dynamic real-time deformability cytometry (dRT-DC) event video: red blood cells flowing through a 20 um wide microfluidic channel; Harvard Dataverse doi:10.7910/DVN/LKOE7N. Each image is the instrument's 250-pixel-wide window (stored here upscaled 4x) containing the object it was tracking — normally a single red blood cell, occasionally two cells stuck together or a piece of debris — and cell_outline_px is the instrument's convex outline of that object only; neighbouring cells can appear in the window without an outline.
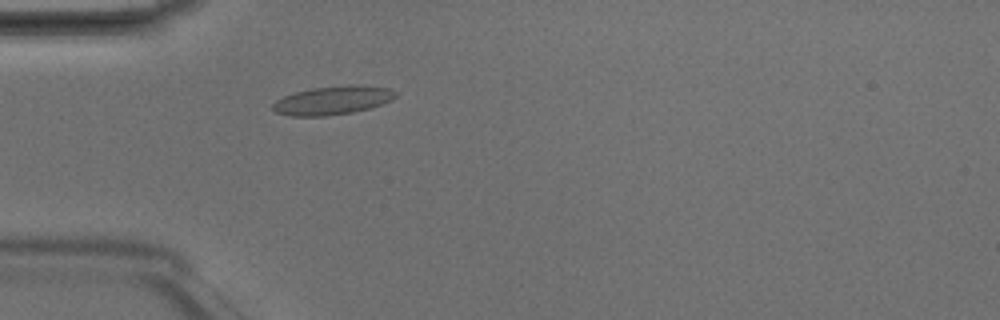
{"species": "Egyptian fruit bat (a non-hibernating species)", "species_latin": "Rousettus aegyptiacus", "temperature_condition": "room temperature", "stored_images_in_passage": 45, "camera_frame_rate_fps": 3000, "um_per_image_px": 0.085, "animal": {"sex": "male"}, "frame": {"image": 1, "passage_image": 11, "time_ms": 3.333, "image_size_px": [1000, 320], "cell_outline_px": [[396, 96], [392, 100], [368, 108], [352, 112], [324, 116], [288, 116], [276, 112], [272, 108], [272, 104], [276, 100], [284, 96], [296, 92], [312, 88], [356, 84], [388, 88], [396, 92]], "centroid_in_image_um": [28.25, 8.53], "position_along_channel_um": 56.7, "area_um2": 20.29}}
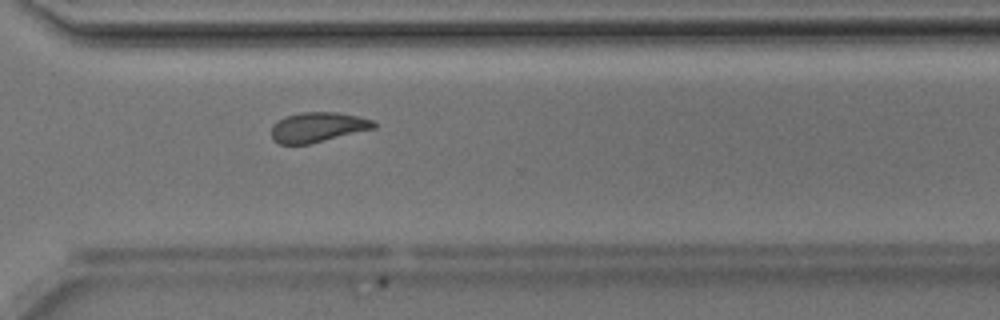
{"frame": {"image": 2, "passage_image": 32, "time_ms": 10.333, "image_size_px": [1000, 320], "cell_outline_px": [[376, 128], [308, 144], [280, 144], [272, 140], [272, 124], [284, 116], [300, 112], [340, 112], [372, 120], [376, 124]], "centroid_in_image_um": [26.98, 10.8], "position_along_channel_um": 343.6, "area_um2": 17.86}}
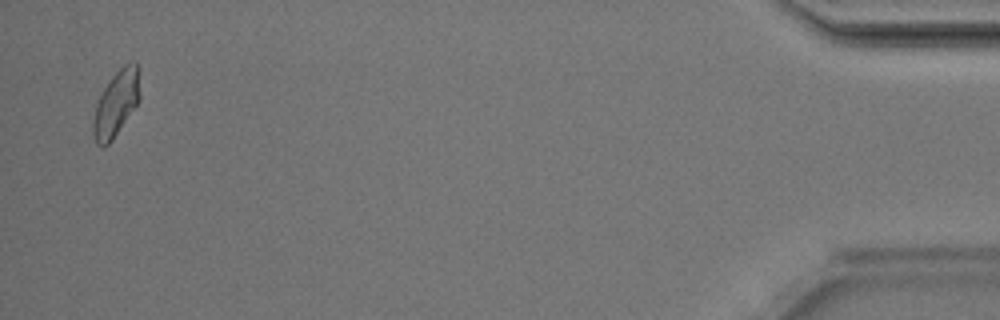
{"frame": {"image": 3, "passage_image": 44, "time_ms": 14.333, "image_size_px": [1000, 320], "cell_outline_px": [[140, 100], [112, 140], [104, 148], [100, 148], [96, 144], [92, 132], [92, 124], [96, 104], [104, 88], [112, 76], [124, 64], [132, 60], [136, 60], [140, 64]], "centroid_in_image_um": [9.9, 8.76], "position_along_channel_um": 425.3, "area_um2": 18.32}, "authors_computed_cell_mechanics": {"area_um2": 18.4382, "velocity_mm_per_s": 4.188, "shape_relaxation_time_tau1_ms": null, "shape_relaxation_time_tau2_ms": 1.9068, "deformation_change_tau1": null, "deformation_change_tau2": 0.0669}}